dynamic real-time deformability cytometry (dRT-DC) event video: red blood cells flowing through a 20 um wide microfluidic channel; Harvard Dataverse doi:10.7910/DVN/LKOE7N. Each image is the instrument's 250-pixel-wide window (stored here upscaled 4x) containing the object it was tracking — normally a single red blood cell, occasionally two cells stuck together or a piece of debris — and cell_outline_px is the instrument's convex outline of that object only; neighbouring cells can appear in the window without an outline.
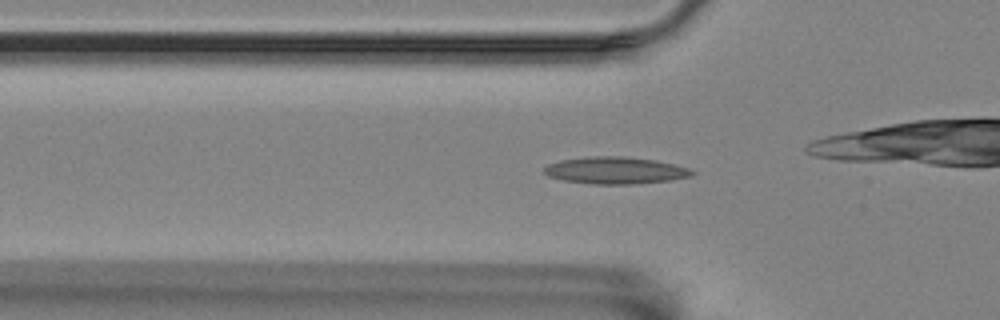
{"species": "Egyptian fruit bat (a non-hibernating species)", "species_latin": "Rousettus aegyptiacus", "temperature_condition": "room temperature", "stored_images_in_passage": 57, "camera_frame_rate_fps": 3000, "um_per_image_px": 0.085, "animal": {"sex": "female"}, "frame": {"image": 1, "passage_image": 18, "time_ms": 5.667, "image_size_px": [1000, 320], "cell_outline_px": [[696, 172], [692, 176], [672, 180], [632, 184], [592, 184], [564, 180], [548, 176], [544, 172], [544, 168], [548, 164], [560, 160], [592, 156], [624, 156], [656, 160], [688, 168]], "centroid_in_image_um": [52.31, 14.48], "position_along_channel_um": 73.5, "area_um2": 23.24}}
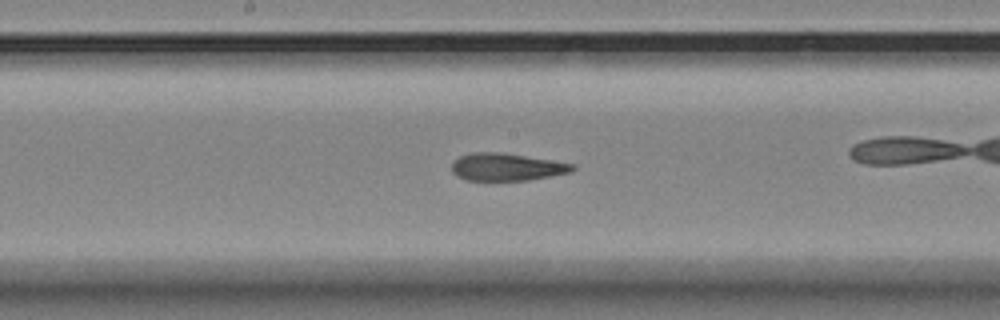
{"frame": {"image": 2, "passage_image": 29, "time_ms": 9.333, "image_size_px": [1000, 320], "cell_outline_px": [[576, 168], [572, 172], [528, 180], [468, 180], [456, 176], [452, 172], [452, 160], [460, 156], [472, 152], [500, 152], [576, 164]], "centroid_in_image_um": [43.06, 14.19], "position_along_channel_um": 205.1, "area_um2": 19.36}}
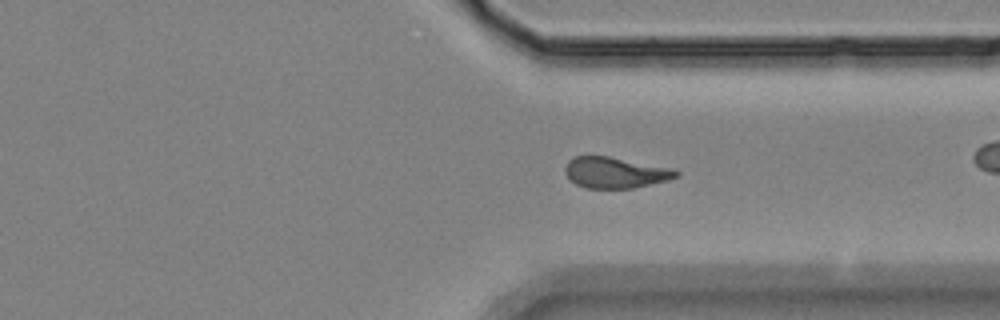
{"frame": {"image": 3, "passage_image": 42, "time_ms": 13.667, "image_size_px": [1000, 320], "cell_outline_px": [[680, 176], [668, 180], [632, 188], [588, 188], [576, 184], [564, 172], [564, 168], [568, 160], [576, 156], [608, 156], [672, 168], [680, 172]], "centroid_in_image_um": [52.31, 14.66], "position_along_channel_um": 359.1, "area_um2": 19.94}, "authors_computed_cell_mechanics": {"area_um2": 20.1144, "velocity_mm_per_s": 3.5585, "shape_relaxation_time_tau1_ms": 9.6841, "shape_relaxation_time_tau2_ms": 2.45, "deformation_change_tau1": 0.2576, "deformation_change_tau2": 0.1146}}